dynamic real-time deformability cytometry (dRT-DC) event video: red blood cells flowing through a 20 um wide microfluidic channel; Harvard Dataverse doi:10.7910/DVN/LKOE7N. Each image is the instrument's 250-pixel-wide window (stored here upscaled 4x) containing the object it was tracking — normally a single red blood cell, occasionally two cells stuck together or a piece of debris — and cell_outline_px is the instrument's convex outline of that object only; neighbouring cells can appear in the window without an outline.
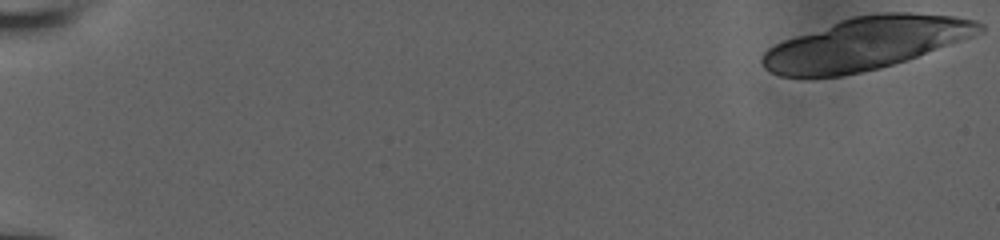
{"species": "human", "species_latin": "Homo sapiens", "temperature_condition": "room temperature", "stored_images_in_passage": 24, "camera_frame_rate_fps": 3000, "um_per_image_px": 0.085, "donor": {"sex": "male"}, "frame": {"image": 1, "passage_image": 1, "time_ms": 0.0, "image_size_px": [1000, 240], "cell_outline_px": [[984, 32], [916, 56], [880, 68], [840, 76], [780, 76], [764, 68], [760, 60], [764, 52], [768, 48], [784, 40], [840, 20], [856, 16], [880, 12], [908, 12], [956, 16], [976, 20], [984, 24]], "centroid_in_image_um": [73.62, 3.68], "position_along_channel_um": 11.4, "area_um2": 65.72}}
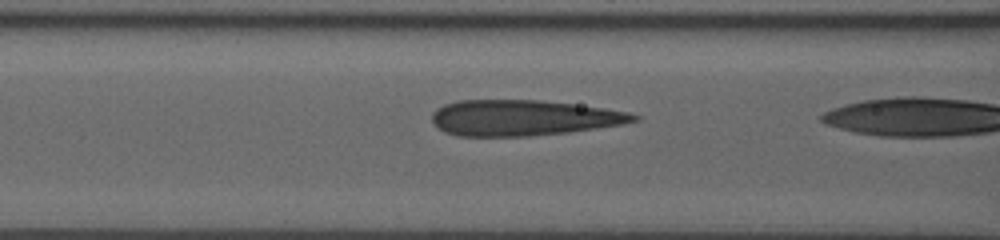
{"frame": {"image": 2, "passage_image": 22, "time_ms": 7.667, "image_size_px": [1000, 240], "cell_outline_px": [[640, 120], [624, 124], [568, 132], [528, 136], [456, 136], [444, 132], [436, 128], [432, 124], [432, 112], [436, 108], [444, 104], [456, 100], [540, 100], [604, 108], [628, 112], [640, 116]], "centroid_in_image_um": [44.42, 10.01], "position_along_channel_um": 122.2, "area_um2": 42.25}}